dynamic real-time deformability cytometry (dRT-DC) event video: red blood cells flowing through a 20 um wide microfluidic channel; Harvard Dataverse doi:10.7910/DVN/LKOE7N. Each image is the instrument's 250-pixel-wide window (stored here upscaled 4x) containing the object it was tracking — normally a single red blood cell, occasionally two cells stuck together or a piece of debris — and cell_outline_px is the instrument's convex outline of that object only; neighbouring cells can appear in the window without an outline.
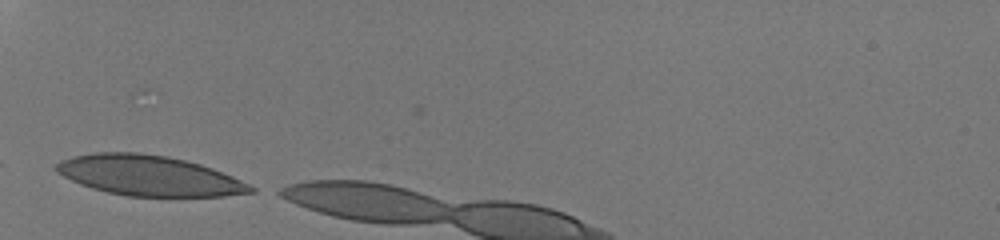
{"species": "human", "species_latin": "Homo sapiens", "temperature_condition": "room temperature", "stored_images_in_passage": 4, "camera_frame_rate_fps": 3000, "um_per_image_px": 0.085, "donor": {"sex": "male"}, "frame": {"image": 1, "passage_image": 1, "time_ms": 0.0, "image_size_px": [1000, 240], "cell_outline_px": [[256, 192], [224, 196], [128, 196], [108, 192], [92, 188], [80, 184], [56, 172], [56, 164], [64, 160], [76, 156], [96, 152], [140, 152], [168, 156], [200, 164], [212, 168], [240, 180], [256, 188]], "centroid_in_image_um": [12.68, 14.92], "position_along_channel_um": 72.3, "area_um2": 45.14}}